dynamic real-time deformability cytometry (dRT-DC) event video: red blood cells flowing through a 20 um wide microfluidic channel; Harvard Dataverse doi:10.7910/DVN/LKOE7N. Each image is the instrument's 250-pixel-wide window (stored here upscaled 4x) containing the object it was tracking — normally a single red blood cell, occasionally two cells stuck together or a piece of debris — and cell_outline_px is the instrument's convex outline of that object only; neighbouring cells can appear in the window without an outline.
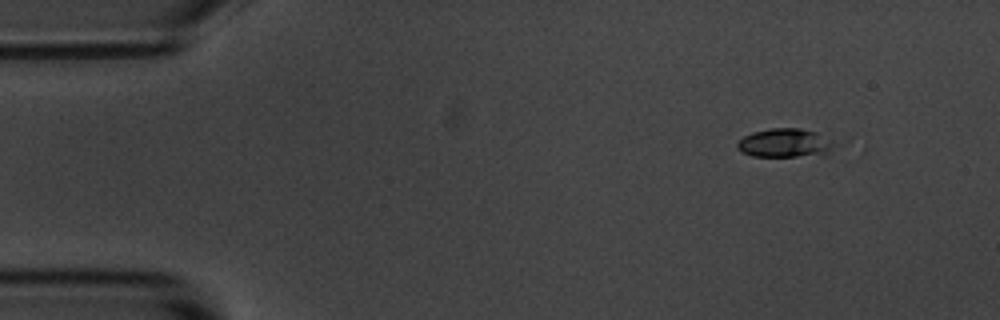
{"species": "common noctule bat (a hibernating species)", "species_latin": "Nyctalus noctula", "temperature_condition": "room temperature", "stored_images_in_passage": 5, "camera_frame_rate_fps": 3000, "um_per_image_px": 0.085, "animal": {"sex": "male", "body_mass_g": 20.1, "forearm_length_mm": 53.5}, "frame": {"image": 1, "passage_image": 2, "time_ms": 1.0, "image_size_px": [1000, 320], "cell_outline_px": [[832, 148], [824, 156], [752, 156], [736, 148], [736, 144], [744, 136], [752, 132], [772, 128], [800, 128], [816, 132]], "centroid_in_image_um": [66.62, 12.17], "position_along_channel_um": 18.4, "area_um2": 15.78}}